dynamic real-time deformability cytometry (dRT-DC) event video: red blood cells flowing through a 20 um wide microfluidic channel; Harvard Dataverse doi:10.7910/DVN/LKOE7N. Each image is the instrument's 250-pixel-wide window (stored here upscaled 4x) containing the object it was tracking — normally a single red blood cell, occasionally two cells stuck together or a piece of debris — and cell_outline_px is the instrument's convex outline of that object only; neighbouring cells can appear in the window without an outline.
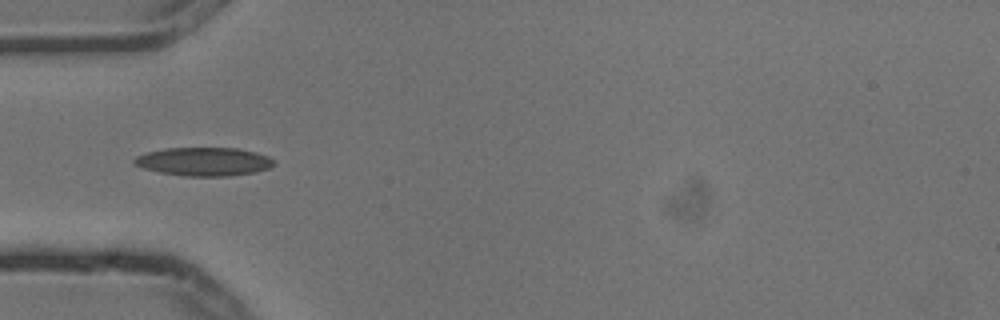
{"species": "common noctule bat (a hibernating species)", "species_latin": "Nyctalus noctula", "temperature_condition": "cold", "stored_images_in_passage": 9, "camera_frame_rate_fps": 3000, "um_per_image_px": 0.085, "animal": {"sex": "male", "body_mass_g": 13.3}, "frame": {"image": 1, "passage_image": 6, "time_ms": 1.667, "image_size_px": [1000, 320], "cell_outline_px": [[276, 164], [268, 168], [256, 172], [228, 176], [184, 176], [160, 172], [144, 168], [132, 164], [132, 160], [136, 156], [148, 152], [164, 148], [236, 148], [256, 152], [268, 156]], "centroid_in_image_um": [17.31, 13.73], "position_along_channel_um": 67.7, "area_um2": 23.18}}
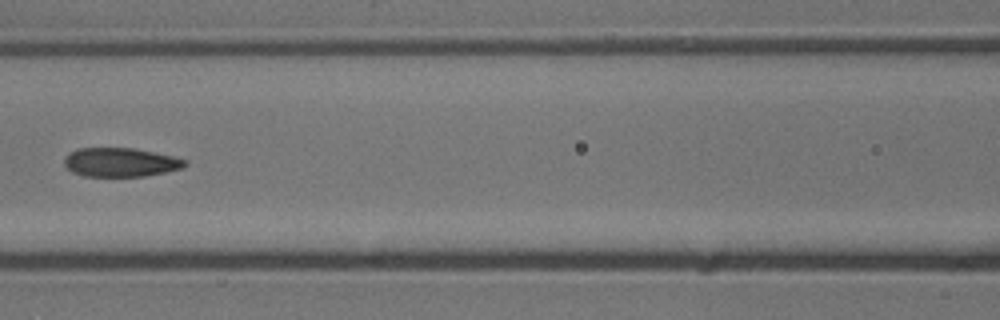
{"frame": {"image": 2, "passage_image": 8, "time_ms": 2.333, "image_size_px": [1000, 320], "cell_outline_px": [[188, 164], [184, 168], [144, 176], [84, 176], [72, 172], [64, 164], [64, 160], [76, 148], [132, 148], [172, 156], [188, 160]], "centroid_in_image_um": [10.27, 13.8], "position_along_channel_um": 156.3, "area_um2": 20.17}}
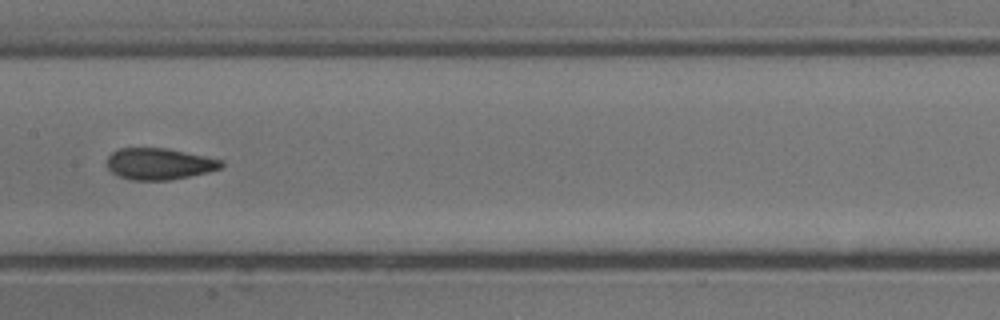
{"frame": {"image": 3, "passage_image": 9, "time_ms": 2.667, "image_size_px": [1000, 320], "cell_outline_px": [[224, 164], [220, 168], [208, 172], [168, 180], [132, 180], [120, 176], [112, 172], [108, 168], [108, 156], [112, 152], [120, 148], [168, 148], [224, 160]], "centroid_in_image_um": [13.55, 13.92], "position_along_channel_um": 193.8, "area_um2": 20.87}}